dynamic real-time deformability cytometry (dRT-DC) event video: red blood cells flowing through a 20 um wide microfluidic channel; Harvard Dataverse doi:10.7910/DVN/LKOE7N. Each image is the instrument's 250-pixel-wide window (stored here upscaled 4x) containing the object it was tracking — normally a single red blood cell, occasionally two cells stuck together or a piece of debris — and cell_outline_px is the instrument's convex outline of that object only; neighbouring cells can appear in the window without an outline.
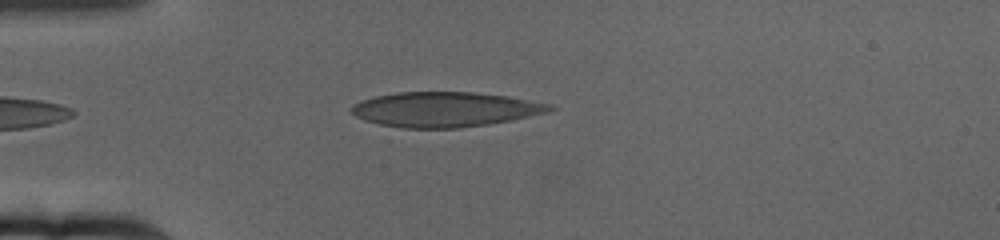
{"species": "human", "species_latin": "Homo sapiens", "temperature_condition": "cold", "stored_images_in_passage": 43, "camera_frame_rate_fps": 3000, "um_per_image_px": 0.085, "donor": {"sex": "female"}, "frame": {"image": 1, "passage_image": 1, "time_ms": 0.0, "image_size_px": [1000, 240], "cell_outline_px": [[556, 108], [548, 112], [512, 120], [488, 124], [460, 128], [404, 128], [380, 124], [364, 120], [356, 116], [352, 112], [352, 104], [376, 96], [396, 92], [472, 92], [508, 96], [552, 104]], "centroid_in_image_um": [37.86, 9.3], "position_along_channel_um": 47.1, "area_um2": 40.29}}
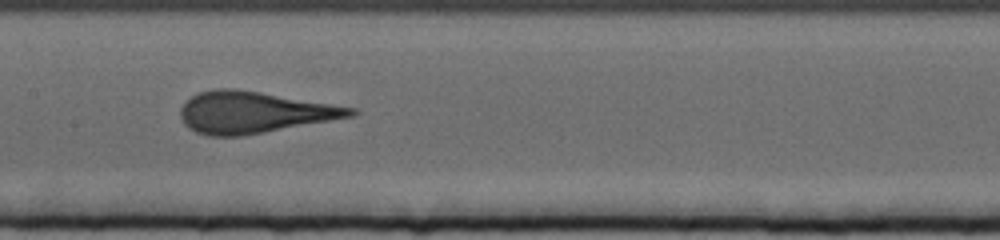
{"frame": {"image": 2, "passage_image": 16, "time_ms": 5.0, "image_size_px": [1000, 240], "cell_outline_px": [[360, 112], [352, 116], [264, 132], [240, 136], [208, 136], [196, 132], [188, 128], [184, 124], [180, 116], [180, 108], [192, 96], [200, 92], [220, 88], [236, 88], [356, 108]], "centroid_in_image_um": [21.55, 9.55], "position_along_channel_um": 185.9, "area_um2": 40.75}}
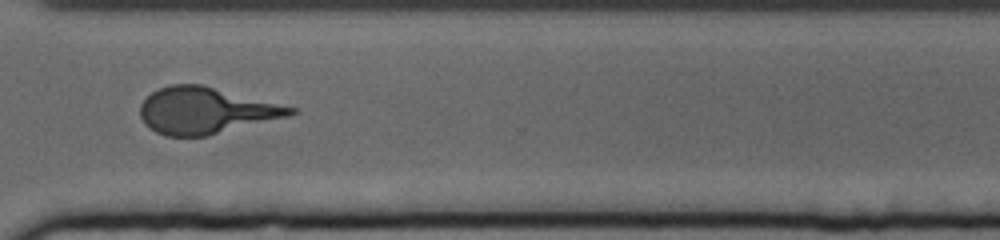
{"frame": {"image": 3, "passage_image": 32, "time_ms": 10.333, "image_size_px": [1000, 240], "cell_outline_px": [[300, 112], [288, 116], [208, 136], [164, 136], [156, 132], [144, 124], [140, 116], [140, 104], [152, 92], [160, 88], [172, 84], [204, 84], [300, 108]], "centroid_in_image_um": [17.53, 9.39], "position_along_channel_um": 353.1, "area_um2": 41.1}}